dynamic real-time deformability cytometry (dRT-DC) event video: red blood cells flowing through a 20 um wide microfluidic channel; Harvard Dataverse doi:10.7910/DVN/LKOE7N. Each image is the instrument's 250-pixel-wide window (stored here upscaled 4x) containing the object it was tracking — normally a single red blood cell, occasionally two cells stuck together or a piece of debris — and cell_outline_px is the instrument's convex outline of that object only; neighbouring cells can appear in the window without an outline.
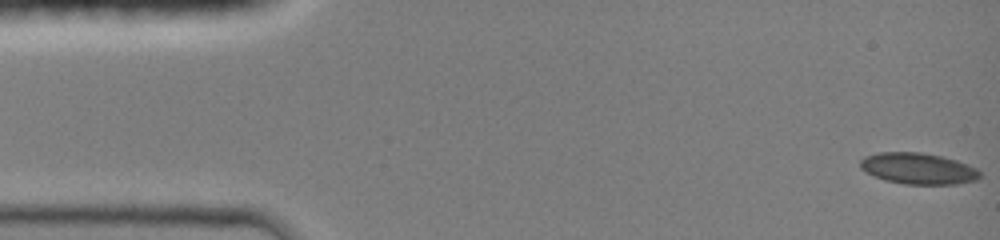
{"species": "common noctule bat (a hibernating species)", "species_latin": "Nyctalus noctula", "temperature_condition": "room temperature", "stored_images_in_passage": 46, "camera_frame_rate_fps": 3000, "um_per_image_px": 0.085, "animal": {"sex": "female", "body_mass_g": 19.0, "forearm_length_mm": 51.5}, "frame": {"image": 1, "passage_image": 1, "time_ms": 0.0, "image_size_px": [1000, 240], "cell_outline_px": [[980, 176], [976, 180], [956, 184], [908, 184], [888, 180], [876, 176], [860, 168], [860, 160], [864, 156], [880, 152], [920, 152], [940, 156], [956, 160], [976, 168], [980, 172]], "centroid_in_image_um": [78.05, 14.31], "position_along_channel_um": 6.9, "area_um2": 21.44}}
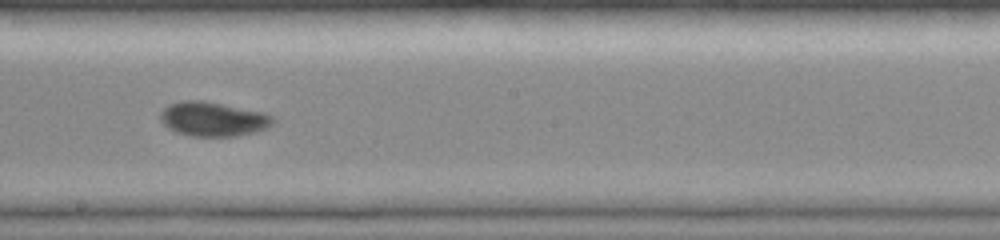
{"frame": {"image": 2, "passage_image": 26, "time_ms": 8.333, "image_size_px": [1000, 240], "cell_outline_px": [[276, 120], [268, 128], [256, 132], [236, 136], [192, 136], [176, 132], [168, 128], [160, 120], [160, 112], [164, 108], [172, 104], [184, 100], [204, 100], [264, 112], [272, 116]], "centroid_in_image_um": [18.14, 10.12], "position_along_channel_um": 230.1, "area_um2": 22.66}}
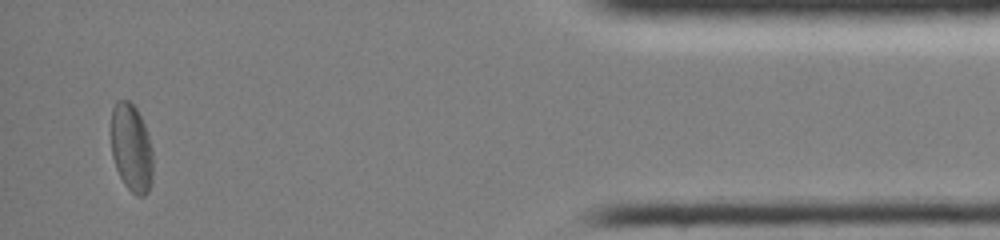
{"frame": {"image": 3, "passage_image": 44, "time_ms": 14.333, "image_size_px": [1000, 240], "cell_outline_px": [[152, 180], [148, 192], [144, 196], [136, 196], [124, 184], [116, 168], [112, 156], [112, 108], [116, 100], [128, 100], [136, 108], [144, 124], [152, 148]], "centroid_in_image_um": [11.17, 12.59], "position_along_channel_um": 424.0, "area_um2": 21.39}, "authors_computed_cell_mechanics": {"area_um2": 21.5016, "velocity_mm_per_s": 4.143, "shape_relaxation_time_tau1_ms": 5.4335, "shape_relaxation_time_tau2_ms": null, "deformation_change_tau1": 0.1211, "deformation_change_tau2": null}}